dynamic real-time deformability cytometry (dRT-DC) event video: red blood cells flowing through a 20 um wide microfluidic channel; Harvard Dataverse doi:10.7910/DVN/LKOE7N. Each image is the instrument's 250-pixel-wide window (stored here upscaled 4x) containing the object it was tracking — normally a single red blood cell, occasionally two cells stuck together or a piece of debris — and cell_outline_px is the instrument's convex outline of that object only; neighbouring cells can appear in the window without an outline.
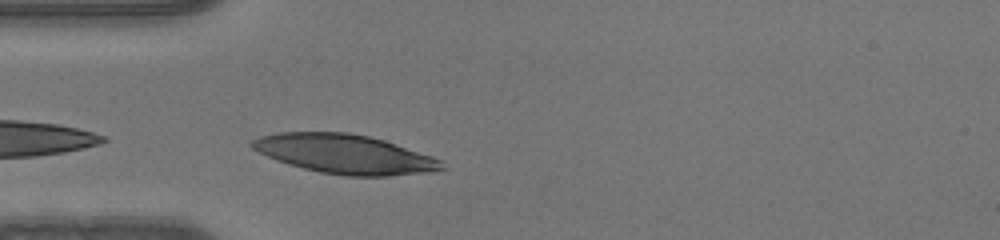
{"species": "human", "species_latin": "Homo sapiens", "temperature_condition": "warm", "stored_images_in_passage": 28, "camera_frame_rate_fps": 3000, "um_per_image_px": 0.085, "donor": {"sex": "male"}, "frame": {"image": 1, "passage_image": 1, "time_ms": 0.0, "image_size_px": [1000, 240], "cell_outline_px": [[448, 168], [432, 172], [388, 176], [344, 176], [320, 172], [288, 164], [276, 160], [252, 148], [248, 144], [252, 140], [260, 136], [280, 132], [348, 132], [368, 136], [384, 140], [432, 156], [440, 160]], "centroid_in_image_um": [29.32, 13.1], "position_along_channel_um": 55.7, "area_um2": 43.35}}
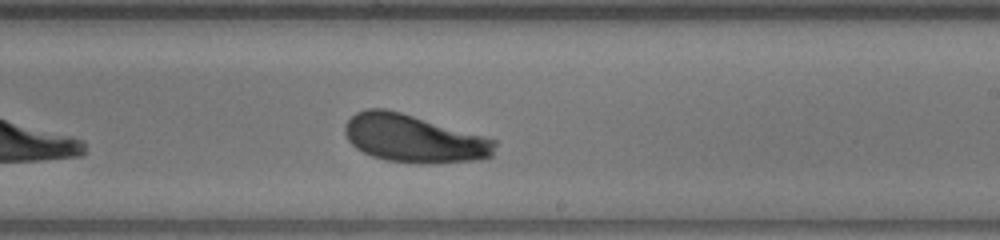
{"frame": {"image": 2, "passage_image": 16, "time_ms": 5.0, "image_size_px": [1000, 240], "cell_outline_px": [[496, 144], [492, 156], [484, 160], [428, 164], [416, 164], [384, 160], [372, 156], [356, 148], [348, 140], [344, 132], [344, 124], [356, 112], [368, 108], [384, 108], [400, 112], [496, 140]], "centroid_in_image_um": [35.16, 11.8], "position_along_channel_um": 253.8, "area_um2": 41.85}}
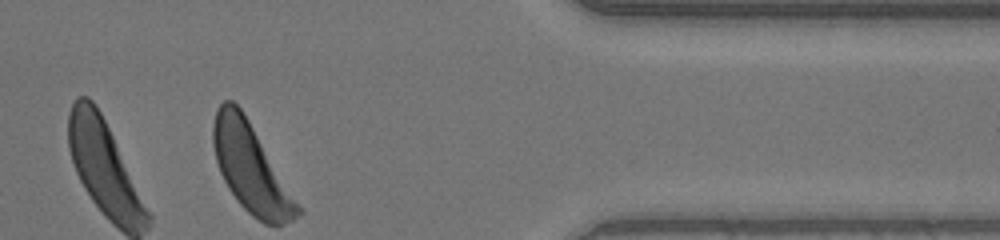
{"frame": {"image": 3, "passage_image": 28, "time_ms": 9.0, "image_size_px": [1000, 240], "cell_outline_px": [[304, 212], [292, 220], [284, 224], [264, 224], [252, 216], [240, 204], [228, 188], [220, 172], [216, 160], [212, 144], [212, 124], [216, 108], [224, 100], [232, 100], [240, 108], [248, 120]], "centroid_in_image_um": [21.3, 14.3], "position_along_channel_um": 390.1, "area_um2": 42.89}}